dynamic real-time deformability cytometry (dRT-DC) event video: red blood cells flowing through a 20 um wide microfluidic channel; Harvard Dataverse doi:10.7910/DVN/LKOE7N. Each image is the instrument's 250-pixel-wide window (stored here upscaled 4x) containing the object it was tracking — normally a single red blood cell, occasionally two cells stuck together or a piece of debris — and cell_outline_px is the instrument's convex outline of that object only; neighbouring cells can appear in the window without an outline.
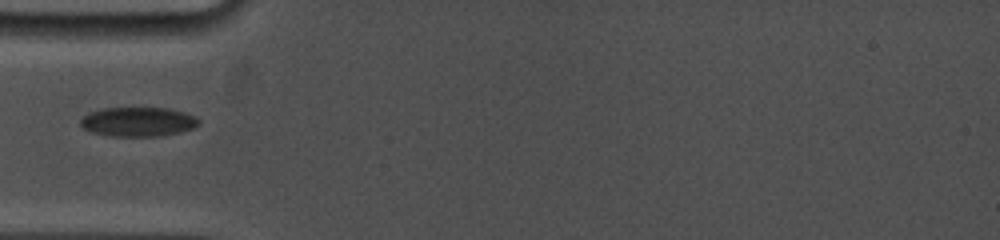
{"species": "common noctule bat (a hibernating species)", "species_latin": "Nyctalus noctula", "temperature_condition": "cold", "stored_images_in_passage": 19, "camera_frame_rate_fps": 5000, "um_per_image_px": 0.085, "animal": {"sex": "female", "body_mass_g": 19.0, "forearm_length_mm": 53.3}, "frame": {"image": 1, "passage_image": 1, "time_ms": 0.0, "image_size_px": [1000, 240], "cell_outline_px": [[200, 124], [192, 128], [180, 132], [160, 136], [108, 136], [92, 132], [84, 128], [80, 124], [80, 120], [88, 112], [100, 108], [168, 108], [184, 112], [196, 116], [200, 120]], "centroid_in_image_um": [11.74, 10.35], "position_along_channel_um": 73.3, "area_um2": 20.35}}
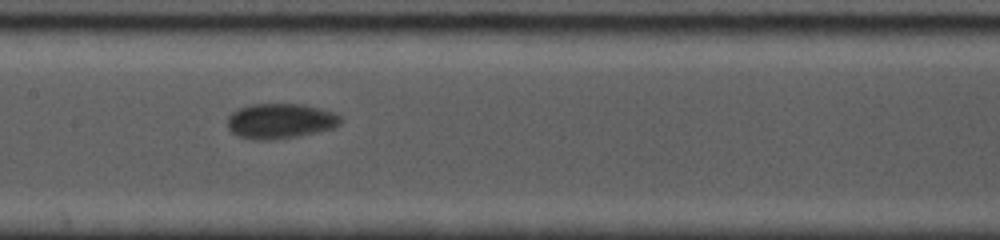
{"frame": {"image": 2, "passage_image": 8, "time_ms": 3.0, "image_size_px": [1000, 240], "cell_outline_px": [[344, 120], [340, 124], [332, 128], [316, 132], [276, 140], [252, 140], [240, 136], [232, 132], [228, 128], [228, 116], [232, 112], [240, 108], [252, 104], [304, 104], [320, 108], [332, 112], [340, 116]], "centroid_in_image_um": [23.83, 10.29], "position_along_channel_um": 183.6, "area_um2": 23.18}}
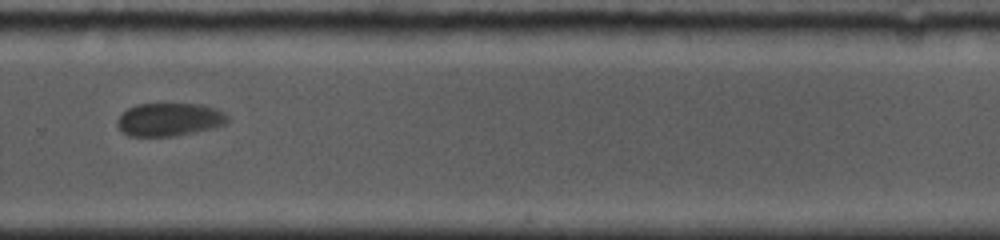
{"frame": {"image": 3, "passage_image": 17, "time_ms": 6.6, "image_size_px": [1000, 240], "cell_outline_px": [[228, 120], [224, 124], [212, 128], [196, 132], [172, 136], [128, 136], [116, 124], [116, 120], [128, 108], [136, 104], [200, 104], [216, 108], [224, 112], [228, 116]], "centroid_in_image_um": [14.4, 10.15], "position_along_channel_um": 315.4, "area_um2": 21.21}}